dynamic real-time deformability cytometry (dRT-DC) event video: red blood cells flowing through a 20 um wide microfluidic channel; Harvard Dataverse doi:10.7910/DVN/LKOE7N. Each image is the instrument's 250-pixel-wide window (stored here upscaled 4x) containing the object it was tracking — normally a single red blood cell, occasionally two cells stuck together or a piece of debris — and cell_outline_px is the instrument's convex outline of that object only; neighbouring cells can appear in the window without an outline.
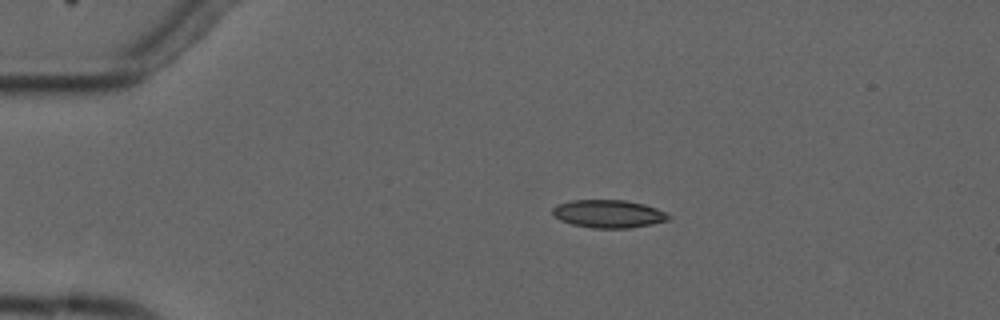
{"species": "common noctule bat (a hibernating species)", "species_latin": "Nyctalus noctula", "temperature_condition": "cold", "stored_images_in_passage": 3, "camera_frame_rate_fps": 3000, "um_per_image_px": 0.085, "animal": {"sex": "male", "forearm_length_mm": 52.5}, "frame": {"image": 1, "passage_image": 1, "time_ms": 0.0, "image_size_px": [1000, 320], "cell_outline_px": [[672, 216], [668, 220], [652, 224], [628, 228], [592, 228], [572, 224], [560, 220], [552, 212], [552, 208], [556, 204], [572, 200], [624, 200], [644, 204], [656, 208]], "centroid_in_image_um": [51.71, 18.17], "position_along_channel_um": 33.3, "area_um2": 18.84}}